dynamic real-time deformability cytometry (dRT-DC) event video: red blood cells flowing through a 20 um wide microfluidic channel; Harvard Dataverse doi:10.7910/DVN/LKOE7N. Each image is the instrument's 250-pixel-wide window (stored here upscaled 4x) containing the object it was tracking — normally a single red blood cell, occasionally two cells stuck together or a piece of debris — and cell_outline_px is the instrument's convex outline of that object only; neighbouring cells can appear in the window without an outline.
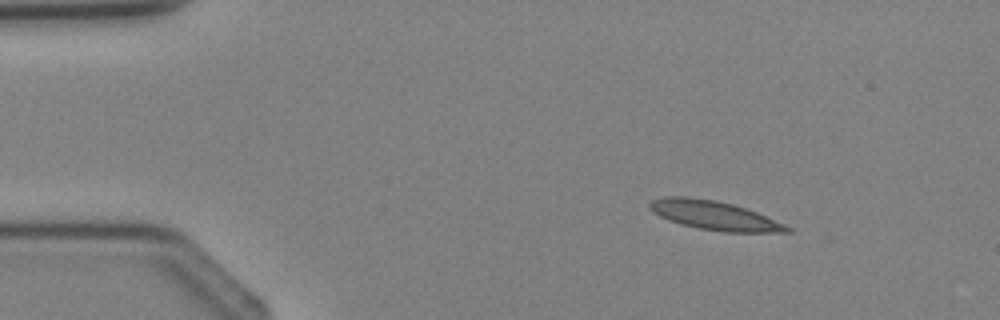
{"species": "Egyptian fruit bat (a non-hibernating species)", "species_latin": "Rousettus aegyptiacus", "temperature_condition": "cold", "stored_images_in_passage": 4, "camera_frame_rate_fps": 3000, "um_per_image_px": 0.085, "animal": {"sex": "female"}, "frame": {"image": 1, "passage_image": 1, "time_ms": 0.0, "image_size_px": [1000, 320], "cell_outline_px": [[792, 232], [724, 232], [700, 228], [668, 220], [652, 212], [648, 208], [648, 204], [652, 200], [664, 196], [684, 196], [716, 200], [732, 204], [756, 212], [784, 224], [792, 228]], "centroid_in_image_um": [60.68, 18.3], "position_along_channel_um": 24.3, "area_um2": 23.0}}